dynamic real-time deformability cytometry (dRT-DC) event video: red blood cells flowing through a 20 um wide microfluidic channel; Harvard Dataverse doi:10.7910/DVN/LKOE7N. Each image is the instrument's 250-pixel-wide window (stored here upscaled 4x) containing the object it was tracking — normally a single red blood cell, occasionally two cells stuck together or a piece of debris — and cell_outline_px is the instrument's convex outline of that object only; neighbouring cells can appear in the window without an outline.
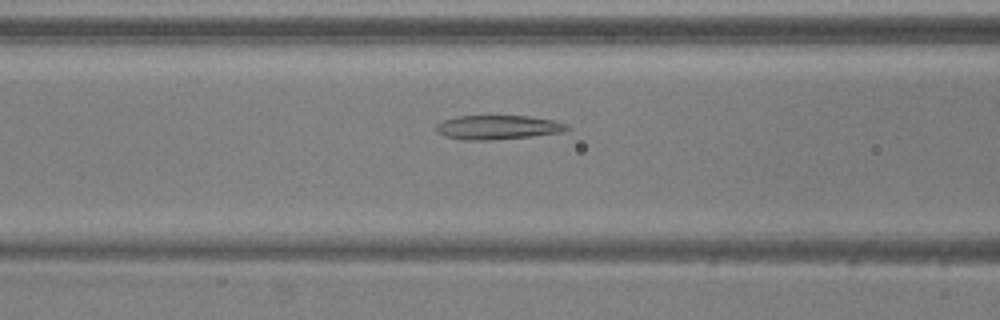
{"species": "common noctule bat (a hibernating species)", "species_latin": "Nyctalus noctula", "temperature_condition": "warm", "stored_images_in_passage": 38, "camera_frame_rate_fps": 3000, "um_per_image_px": 0.085, "animal": {"sex": "male", "body_mass_g": 20.5, "forearm_length_mm": 52.5}, "frame": {"image": 1, "passage_image": 6, "time_ms": 1.667, "image_size_px": [1000, 320], "cell_outline_px": [[568, 128], [560, 132], [532, 136], [488, 140], [464, 140], [444, 136], [436, 128], [436, 124], [444, 120], [456, 116], [528, 116], [552, 120], [568, 124]], "centroid_in_image_um": [42.29, 10.82], "position_along_channel_um": 124.3, "area_um2": 18.15}}
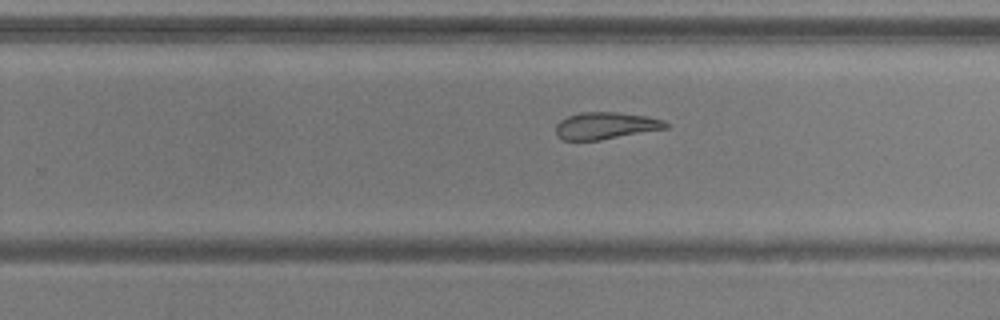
{"frame": {"image": 2, "passage_image": 18, "time_ms": 5.667, "image_size_px": [1000, 320], "cell_outline_px": [[672, 124], [668, 128], [600, 140], [564, 140], [556, 136], [556, 124], [560, 120], [568, 116], [580, 112], [616, 112], [648, 116], [664, 120]], "centroid_in_image_um": [51.51, 10.68], "position_along_channel_um": 278.3, "area_um2": 17.46}}
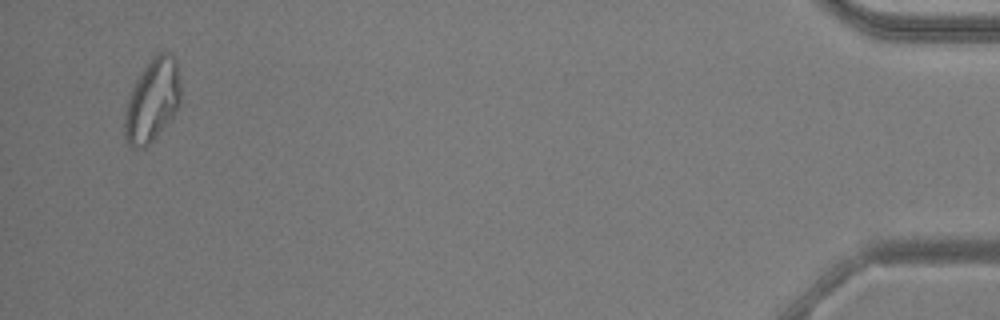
{"frame": {"image": 3, "passage_image": 36, "time_ms": 11.667, "image_size_px": [1000, 320], "cell_outline_px": [[180, 104], [172, 116], [156, 136], [144, 148], [132, 148], [124, 140], [124, 112], [132, 88], [136, 80], [152, 56], [156, 52], [168, 52], [176, 60], [180, 84]], "centroid_in_image_um": [12.92, 8.54], "position_along_channel_um": 422.3, "area_um2": 26.93}, "authors_computed_cell_mechanics": {"area_um2": 18.8139, "velocity_mm_per_s": 3.8564, "shape_relaxation_time_tau1_ms": null, "shape_relaxation_time_tau2_ms": 4.3595, "deformation_change_tau1": null, "deformation_change_tau2": 0.1304}}